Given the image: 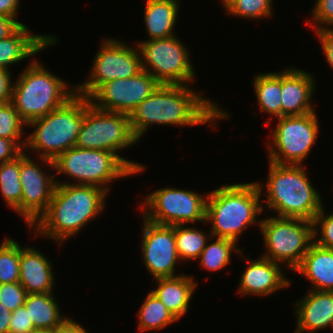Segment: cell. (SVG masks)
Returning <instances> with one entry per match:
<instances>
[{
  "mask_svg": "<svg viewBox=\"0 0 333 333\" xmlns=\"http://www.w3.org/2000/svg\"><path fill=\"white\" fill-rule=\"evenodd\" d=\"M228 117L231 116L216 102L192 90L190 85L166 84H160L129 114L130 127L138 140L154 124L216 126V121Z\"/></svg>",
  "mask_w": 333,
  "mask_h": 333,
  "instance_id": "1",
  "label": "cell"
},
{
  "mask_svg": "<svg viewBox=\"0 0 333 333\" xmlns=\"http://www.w3.org/2000/svg\"><path fill=\"white\" fill-rule=\"evenodd\" d=\"M106 197L107 192L99 187L56 179L48 209L30 228L34 227L36 237L41 235L62 245L104 210Z\"/></svg>",
  "mask_w": 333,
  "mask_h": 333,
  "instance_id": "2",
  "label": "cell"
},
{
  "mask_svg": "<svg viewBox=\"0 0 333 333\" xmlns=\"http://www.w3.org/2000/svg\"><path fill=\"white\" fill-rule=\"evenodd\" d=\"M263 185L257 182L226 184L208 194L205 221L211 222V235L238 243L248 226L260 224L257 216L263 213L260 204Z\"/></svg>",
  "mask_w": 333,
  "mask_h": 333,
  "instance_id": "3",
  "label": "cell"
},
{
  "mask_svg": "<svg viewBox=\"0 0 333 333\" xmlns=\"http://www.w3.org/2000/svg\"><path fill=\"white\" fill-rule=\"evenodd\" d=\"M303 165H281L269 161L265 203L277 217L299 218L313 222L322 209L321 195Z\"/></svg>",
  "mask_w": 333,
  "mask_h": 333,
  "instance_id": "4",
  "label": "cell"
},
{
  "mask_svg": "<svg viewBox=\"0 0 333 333\" xmlns=\"http://www.w3.org/2000/svg\"><path fill=\"white\" fill-rule=\"evenodd\" d=\"M89 104L87 97L76 93L60 108L29 122L27 127H34V130L27 136L24 150L37 152L42 163L54 171L53 161L66 150L75 147Z\"/></svg>",
  "mask_w": 333,
  "mask_h": 333,
  "instance_id": "5",
  "label": "cell"
},
{
  "mask_svg": "<svg viewBox=\"0 0 333 333\" xmlns=\"http://www.w3.org/2000/svg\"><path fill=\"white\" fill-rule=\"evenodd\" d=\"M23 71L13 84L11 103L27 124L60 108L76 94L75 85L57 77L39 61L33 60Z\"/></svg>",
  "mask_w": 333,
  "mask_h": 333,
  "instance_id": "6",
  "label": "cell"
},
{
  "mask_svg": "<svg viewBox=\"0 0 333 333\" xmlns=\"http://www.w3.org/2000/svg\"><path fill=\"white\" fill-rule=\"evenodd\" d=\"M138 139L130 127L129 115L98 109L91 103L85 109L83 124L76 145L84 149L106 150L115 153L133 172L145 170L143 165L123 158L117 152L136 144Z\"/></svg>",
  "mask_w": 333,
  "mask_h": 333,
  "instance_id": "7",
  "label": "cell"
},
{
  "mask_svg": "<svg viewBox=\"0 0 333 333\" xmlns=\"http://www.w3.org/2000/svg\"><path fill=\"white\" fill-rule=\"evenodd\" d=\"M53 164L55 175L66 174L76 179L72 184L99 187L107 193L111 188L106 184L117 178L119 180L134 175V172L115 153L77 146L60 154Z\"/></svg>",
  "mask_w": 333,
  "mask_h": 333,
  "instance_id": "8",
  "label": "cell"
},
{
  "mask_svg": "<svg viewBox=\"0 0 333 333\" xmlns=\"http://www.w3.org/2000/svg\"><path fill=\"white\" fill-rule=\"evenodd\" d=\"M259 228L266 253L262 257L285 263L293 271L314 242L313 222L299 218L269 216L260 220Z\"/></svg>",
  "mask_w": 333,
  "mask_h": 333,
  "instance_id": "9",
  "label": "cell"
},
{
  "mask_svg": "<svg viewBox=\"0 0 333 333\" xmlns=\"http://www.w3.org/2000/svg\"><path fill=\"white\" fill-rule=\"evenodd\" d=\"M176 35L138 42L142 70L160 84L190 85L195 78L190 53Z\"/></svg>",
  "mask_w": 333,
  "mask_h": 333,
  "instance_id": "10",
  "label": "cell"
},
{
  "mask_svg": "<svg viewBox=\"0 0 333 333\" xmlns=\"http://www.w3.org/2000/svg\"><path fill=\"white\" fill-rule=\"evenodd\" d=\"M145 196L141 203L143 219L164 226L206 222L208 194L172 187L160 188Z\"/></svg>",
  "mask_w": 333,
  "mask_h": 333,
  "instance_id": "11",
  "label": "cell"
},
{
  "mask_svg": "<svg viewBox=\"0 0 333 333\" xmlns=\"http://www.w3.org/2000/svg\"><path fill=\"white\" fill-rule=\"evenodd\" d=\"M276 129L271 133L268 160L281 165H303L319 132L315 112L300 116L277 118Z\"/></svg>",
  "mask_w": 333,
  "mask_h": 333,
  "instance_id": "12",
  "label": "cell"
},
{
  "mask_svg": "<svg viewBox=\"0 0 333 333\" xmlns=\"http://www.w3.org/2000/svg\"><path fill=\"white\" fill-rule=\"evenodd\" d=\"M135 48L116 39H103L94 57L89 79L75 85L76 93L88 98L101 84L139 74L142 71L141 58L138 48Z\"/></svg>",
  "mask_w": 333,
  "mask_h": 333,
  "instance_id": "13",
  "label": "cell"
},
{
  "mask_svg": "<svg viewBox=\"0 0 333 333\" xmlns=\"http://www.w3.org/2000/svg\"><path fill=\"white\" fill-rule=\"evenodd\" d=\"M159 85L150 73L142 70L133 77L101 84L88 99L98 109L129 115Z\"/></svg>",
  "mask_w": 333,
  "mask_h": 333,
  "instance_id": "14",
  "label": "cell"
},
{
  "mask_svg": "<svg viewBox=\"0 0 333 333\" xmlns=\"http://www.w3.org/2000/svg\"><path fill=\"white\" fill-rule=\"evenodd\" d=\"M45 170L31 159L26 151L20 153V180L22 200L20 216L29 228L48 209L56 187L55 175L45 174Z\"/></svg>",
  "mask_w": 333,
  "mask_h": 333,
  "instance_id": "15",
  "label": "cell"
},
{
  "mask_svg": "<svg viewBox=\"0 0 333 333\" xmlns=\"http://www.w3.org/2000/svg\"><path fill=\"white\" fill-rule=\"evenodd\" d=\"M142 230L141 254L149 274L154 279L179 276L174 273L180 262L174 226L158 225L144 219Z\"/></svg>",
  "mask_w": 333,
  "mask_h": 333,
  "instance_id": "16",
  "label": "cell"
},
{
  "mask_svg": "<svg viewBox=\"0 0 333 333\" xmlns=\"http://www.w3.org/2000/svg\"><path fill=\"white\" fill-rule=\"evenodd\" d=\"M248 258L247 268L239 282V294L269 296L270 294L291 285L290 279L284 277L280 263L264 257L255 260Z\"/></svg>",
  "mask_w": 333,
  "mask_h": 333,
  "instance_id": "17",
  "label": "cell"
},
{
  "mask_svg": "<svg viewBox=\"0 0 333 333\" xmlns=\"http://www.w3.org/2000/svg\"><path fill=\"white\" fill-rule=\"evenodd\" d=\"M312 75L305 70L291 67L281 71L282 117L316 112L311 102L315 91Z\"/></svg>",
  "mask_w": 333,
  "mask_h": 333,
  "instance_id": "18",
  "label": "cell"
},
{
  "mask_svg": "<svg viewBox=\"0 0 333 333\" xmlns=\"http://www.w3.org/2000/svg\"><path fill=\"white\" fill-rule=\"evenodd\" d=\"M294 304L298 317L294 333H311L333 328V292L309 289L307 294Z\"/></svg>",
  "mask_w": 333,
  "mask_h": 333,
  "instance_id": "19",
  "label": "cell"
},
{
  "mask_svg": "<svg viewBox=\"0 0 333 333\" xmlns=\"http://www.w3.org/2000/svg\"><path fill=\"white\" fill-rule=\"evenodd\" d=\"M56 39L51 34H31V30L22 24L11 36L0 40V68L9 69L10 65L35 56L56 44Z\"/></svg>",
  "mask_w": 333,
  "mask_h": 333,
  "instance_id": "20",
  "label": "cell"
},
{
  "mask_svg": "<svg viewBox=\"0 0 333 333\" xmlns=\"http://www.w3.org/2000/svg\"><path fill=\"white\" fill-rule=\"evenodd\" d=\"M54 278L52 265L42 252L20 246L19 283L27 294L53 292Z\"/></svg>",
  "mask_w": 333,
  "mask_h": 333,
  "instance_id": "21",
  "label": "cell"
},
{
  "mask_svg": "<svg viewBox=\"0 0 333 333\" xmlns=\"http://www.w3.org/2000/svg\"><path fill=\"white\" fill-rule=\"evenodd\" d=\"M154 280L158 287L151 292L177 320H180L188 312L191 298L197 288V282L192 276L184 273L176 277L156 278Z\"/></svg>",
  "mask_w": 333,
  "mask_h": 333,
  "instance_id": "22",
  "label": "cell"
},
{
  "mask_svg": "<svg viewBox=\"0 0 333 333\" xmlns=\"http://www.w3.org/2000/svg\"><path fill=\"white\" fill-rule=\"evenodd\" d=\"M311 282L310 290L333 292V249L311 244L301 263L293 270Z\"/></svg>",
  "mask_w": 333,
  "mask_h": 333,
  "instance_id": "23",
  "label": "cell"
},
{
  "mask_svg": "<svg viewBox=\"0 0 333 333\" xmlns=\"http://www.w3.org/2000/svg\"><path fill=\"white\" fill-rule=\"evenodd\" d=\"M144 22L149 40L174 36L179 0H144Z\"/></svg>",
  "mask_w": 333,
  "mask_h": 333,
  "instance_id": "24",
  "label": "cell"
},
{
  "mask_svg": "<svg viewBox=\"0 0 333 333\" xmlns=\"http://www.w3.org/2000/svg\"><path fill=\"white\" fill-rule=\"evenodd\" d=\"M54 292L27 294L24 306L36 330H55L69 317L61 314Z\"/></svg>",
  "mask_w": 333,
  "mask_h": 333,
  "instance_id": "25",
  "label": "cell"
},
{
  "mask_svg": "<svg viewBox=\"0 0 333 333\" xmlns=\"http://www.w3.org/2000/svg\"><path fill=\"white\" fill-rule=\"evenodd\" d=\"M253 88L260 111L273 117H282L281 72L255 75Z\"/></svg>",
  "mask_w": 333,
  "mask_h": 333,
  "instance_id": "26",
  "label": "cell"
},
{
  "mask_svg": "<svg viewBox=\"0 0 333 333\" xmlns=\"http://www.w3.org/2000/svg\"><path fill=\"white\" fill-rule=\"evenodd\" d=\"M137 318L140 332L160 330L178 321L151 291L140 306Z\"/></svg>",
  "mask_w": 333,
  "mask_h": 333,
  "instance_id": "27",
  "label": "cell"
},
{
  "mask_svg": "<svg viewBox=\"0 0 333 333\" xmlns=\"http://www.w3.org/2000/svg\"><path fill=\"white\" fill-rule=\"evenodd\" d=\"M174 232L176 250L181 262L198 260L206 244L215 239L211 234L207 235L195 226L190 228L186 225H174Z\"/></svg>",
  "mask_w": 333,
  "mask_h": 333,
  "instance_id": "28",
  "label": "cell"
},
{
  "mask_svg": "<svg viewBox=\"0 0 333 333\" xmlns=\"http://www.w3.org/2000/svg\"><path fill=\"white\" fill-rule=\"evenodd\" d=\"M20 154L0 164V193L8 207L20 213L22 187L20 180Z\"/></svg>",
  "mask_w": 333,
  "mask_h": 333,
  "instance_id": "29",
  "label": "cell"
},
{
  "mask_svg": "<svg viewBox=\"0 0 333 333\" xmlns=\"http://www.w3.org/2000/svg\"><path fill=\"white\" fill-rule=\"evenodd\" d=\"M232 251L242 255V251L238 248L235 241L217 237L215 241L206 244V247L201 252L199 257L200 266L213 272L221 270L231 262Z\"/></svg>",
  "mask_w": 333,
  "mask_h": 333,
  "instance_id": "30",
  "label": "cell"
},
{
  "mask_svg": "<svg viewBox=\"0 0 333 333\" xmlns=\"http://www.w3.org/2000/svg\"><path fill=\"white\" fill-rule=\"evenodd\" d=\"M20 245L6 237L0 244V284L19 282Z\"/></svg>",
  "mask_w": 333,
  "mask_h": 333,
  "instance_id": "31",
  "label": "cell"
},
{
  "mask_svg": "<svg viewBox=\"0 0 333 333\" xmlns=\"http://www.w3.org/2000/svg\"><path fill=\"white\" fill-rule=\"evenodd\" d=\"M26 125L11 102L0 105V138L12 140L22 151L26 144V137L22 140Z\"/></svg>",
  "mask_w": 333,
  "mask_h": 333,
  "instance_id": "32",
  "label": "cell"
},
{
  "mask_svg": "<svg viewBox=\"0 0 333 333\" xmlns=\"http://www.w3.org/2000/svg\"><path fill=\"white\" fill-rule=\"evenodd\" d=\"M272 3V0H228L223 7L229 15L253 20L270 17Z\"/></svg>",
  "mask_w": 333,
  "mask_h": 333,
  "instance_id": "33",
  "label": "cell"
},
{
  "mask_svg": "<svg viewBox=\"0 0 333 333\" xmlns=\"http://www.w3.org/2000/svg\"><path fill=\"white\" fill-rule=\"evenodd\" d=\"M325 213L326 212L323 206L314 218V242L321 247L333 249V213L327 216ZM319 232L321 236L319 235ZM318 236L320 237L317 238Z\"/></svg>",
  "mask_w": 333,
  "mask_h": 333,
  "instance_id": "34",
  "label": "cell"
},
{
  "mask_svg": "<svg viewBox=\"0 0 333 333\" xmlns=\"http://www.w3.org/2000/svg\"><path fill=\"white\" fill-rule=\"evenodd\" d=\"M26 296L19 282L0 284V304L11 312L24 305Z\"/></svg>",
  "mask_w": 333,
  "mask_h": 333,
  "instance_id": "35",
  "label": "cell"
},
{
  "mask_svg": "<svg viewBox=\"0 0 333 333\" xmlns=\"http://www.w3.org/2000/svg\"><path fill=\"white\" fill-rule=\"evenodd\" d=\"M312 13L311 22L307 21L306 24H310L314 31L324 28V25L325 28L333 26V0H316Z\"/></svg>",
  "mask_w": 333,
  "mask_h": 333,
  "instance_id": "36",
  "label": "cell"
},
{
  "mask_svg": "<svg viewBox=\"0 0 333 333\" xmlns=\"http://www.w3.org/2000/svg\"><path fill=\"white\" fill-rule=\"evenodd\" d=\"M35 330L24 305L12 311L9 333H32Z\"/></svg>",
  "mask_w": 333,
  "mask_h": 333,
  "instance_id": "37",
  "label": "cell"
},
{
  "mask_svg": "<svg viewBox=\"0 0 333 333\" xmlns=\"http://www.w3.org/2000/svg\"><path fill=\"white\" fill-rule=\"evenodd\" d=\"M328 65L333 69V28L315 30Z\"/></svg>",
  "mask_w": 333,
  "mask_h": 333,
  "instance_id": "38",
  "label": "cell"
},
{
  "mask_svg": "<svg viewBox=\"0 0 333 333\" xmlns=\"http://www.w3.org/2000/svg\"><path fill=\"white\" fill-rule=\"evenodd\" d=\"M11 75L9 69L0 68V105L11 102L14 84Z\"/></svg>",
  "mask_w": 333,
  "mask_h": 333,
  "instance_id": "39",
  "label": "cell"
},
{
  "mask_svg": "<svg viewBox=\"0 0 333 333\" xmlns=\"http://www.w3.org/2000/svg\"><path fill=\"white\" fill-rule=\"evenodd\" d=\"M22 150L12 141L0 138V164L13 160Z\"/></svg>",
  "mask_w": 333,
  "mask_h": 333,
  "instance_id": "40",
  "label": "cell"
},
{
  "mask_svg": "<svg viewBox=\"0 0 333 333\" xmlns=\"http://www.w3.org/2000/svg\"><path fill=\"white\" fill-rule=\"evenodd\" d=\"M23 23L0 14V40L11 36Z\"/></svg>",
  "mask_w": 333,
  "mask_h": 333,
  "instance_id": "41",
  "label": "cell"
},
{
  "mask_svg": "<svg viewBox=\"0 0 333 333\" xmlns=\"http://www.w3.org/2000/svg\"><path fill=\"white\" fill-rule=\"evenodd\" d=\"M53 333H88L84 326L80 325L70 317L60 326H58Z\"/></svg>",
  "mask_w": 333,
  "mask_h": 333,
  "instance_id": "42",
  "label": "cell"
},
{
  "mask_svg": "<svg viewBox=\"0 0 333 333\" xmlns=\"http://www.w3.org/2000/svg\"><path fill=\"white\" fill-rule=\"evenodd\" d=\"M19 2L20 0H0V14L18 20L16 16L20 7Z\"/></svg>",
  "mask_w": 333,
  "mask_h": 333,
  "instance_id": "43",
  "label": "cell"
},
{
  "mask_svg": "<svg viewBox=\"0 0 333 333\" xmlns=\"http://www.w3.org/2000/svg\"><path fill=\"white\" fill-rule=\"evenodd\" d=\"M12 312L0 304V333H9Z\"/></svg>",
  "mask_w": 333,
  "mask_h": 333,
  "instance_id": "44",
  "label": "cell"
},
{
  "mask_svg": "<svg viewBox=\"0 0 333 333\" xmlns=\"http://www.w3.org/2000/svg\"><path fill=\"white\" fill-rule=\"evenodd\" d=\"M32 333H53V330H35Z\"/></svg>",
  "mask_w": 333,
  "mask_h": 333,
  "instance_id": "45",
  "label": "cell"
},
{
  "mask_svg": "<svg viewBox=\"0 0 333 333\" xmlns=\"http://www.w3.org/2000/svg\"><path fill=\"white\" fill-rule=\"evenodd\" d=\"M222 2V4L224 5L228 0H221Z\"/></svg>",
  "mask_w": 333,
  "mask_h": 333,
  "instance_id": "46",
  "label": "cell"
}]
</instances>
